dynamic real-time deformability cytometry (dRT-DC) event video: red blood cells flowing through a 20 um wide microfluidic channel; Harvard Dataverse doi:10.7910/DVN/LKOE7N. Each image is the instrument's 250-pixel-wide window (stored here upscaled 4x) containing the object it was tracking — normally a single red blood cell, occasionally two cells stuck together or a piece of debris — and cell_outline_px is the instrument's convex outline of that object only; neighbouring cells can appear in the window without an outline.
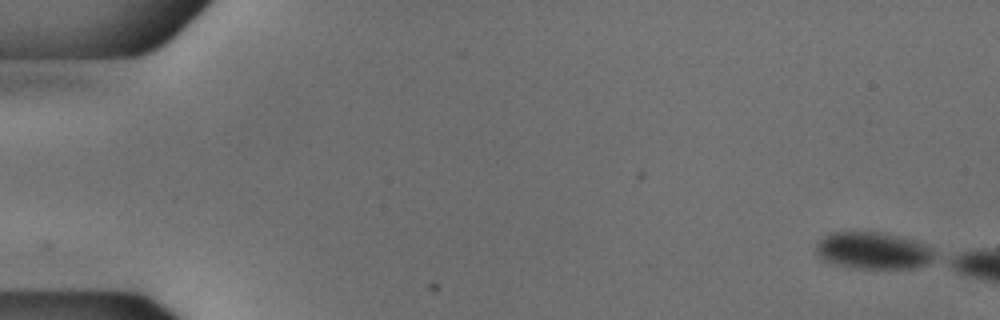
{"species": "common noctule bat (a hibernating species)", "species_latin": "Nyctalus noctula", "temperature_condition": "cold", "stored_images_in_passage": 11, "camera_frame_rate_fps": 3000, "um_per_image_px": 0.085, "animal": {"sex": "male", "body_mass_g": 18.8}, "frame": {"image": 1, "passage_image": 1, "time_ms": 0.0, "image_size_px": [1000, 320], "cell_outline_px": [[932, 256], [924, 264], [912, 268], [856, 268], [836, 264], [824, 260], [816, 252], [816, 244], [824, 236], [832, 232], [880, 232], [900, 236], [924, 244], [932, 248]], "centroid_in_image_um": [74.16, 21.29], "position_along_channel_um": 10.8, "area_um2": 24.97}}